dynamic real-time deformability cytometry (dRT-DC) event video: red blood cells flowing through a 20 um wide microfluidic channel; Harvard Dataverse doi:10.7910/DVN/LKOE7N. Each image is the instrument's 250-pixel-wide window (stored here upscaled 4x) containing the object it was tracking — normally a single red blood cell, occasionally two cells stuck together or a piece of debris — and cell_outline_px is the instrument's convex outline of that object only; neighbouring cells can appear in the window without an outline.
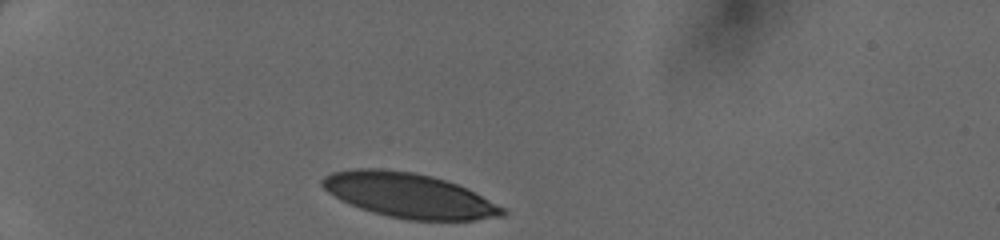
{"species": "human", "species_latin": "Homo sapiens", "temperature_condition": "cold", "stored_images_in_passage": 29, "camera_frame_rate_fps": 3000, "um_per_image_px": 0.085, "donor": {"sex": "female"}, "frame": {"image": 1, "passage_image": 1, "time_ms": 0.0, "image_size_px": [1000, 240], "cell_outline_px": [[508, 212], [504, 216], [472, 220], [408, 220], [388, 216], [372, 212], [360, 208], [340, 200], [328, 192], [320, 184], [320, 180], [324, 176], [332, 172], [356, 168], [380, 168], [412, 172], [432, 176], [468, 188], [504, 208]], "centroid_in_image_um": [34.74, 16.61], "position_along_channel_um": 50.3, "area_um2": 46.93}}
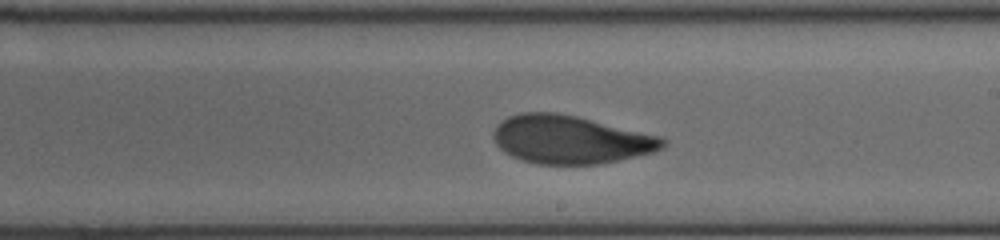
{"frame": {"image": 2, "passage_image": 17, "time_ms": 5.333, "image_size_px": [1000, 240], "cell_outline_px": [[668, 140], [664, 148], [652, 152], [600, 164], [536, 164], [520, 160], [504, 152], [496, 144], [492, 136], [492, 132], [496, 124], [500, 120], [508, 116], [520, 112], [556, 112], [576, 116], [660, 136]], "centroid_in_image_um": [48.43, 11.86], "position_along_channel_um": 240.6, "area_um2": 47.74}}
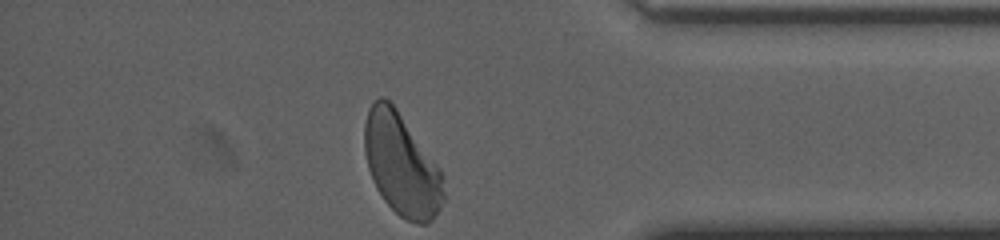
{"frame": {"image": 3, "passage_image": 29, "time_ms": 9.333, "image_size_px": [1000, 240], "cell_outline_px": [[444, 200], [440, 208], [432, 220], [428, 224], [416, 224], [400, 216], [384, 200], [376, 188], [372, 180], [368, 168], [364, 152], [364, 124], [368, 108], [380, 96], [384, 96], [396, 108], [440, 168], [444, 176]], "centroid_in_image_um": [34.13, 14.01], "position_along_channel_um": 401.1, "area_um2": 47.11}}